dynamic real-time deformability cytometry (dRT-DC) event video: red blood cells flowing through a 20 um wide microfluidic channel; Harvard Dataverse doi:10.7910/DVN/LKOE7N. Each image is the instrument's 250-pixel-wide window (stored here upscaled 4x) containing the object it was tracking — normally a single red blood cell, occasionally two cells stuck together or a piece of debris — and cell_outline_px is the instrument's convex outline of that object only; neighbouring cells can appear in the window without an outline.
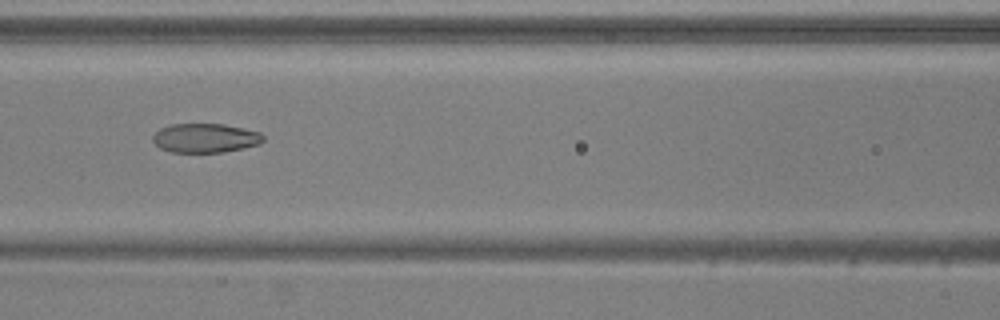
{"species": "common noctule bat (a hibernating species)", "species_latin": "Nyctalus noctula", "temperature_condition": "warm", "stored_images_in_passage": 14, "camera_frame_rate_fps": 3000, "um_per_image_px": 0.085, "animal": {"sex": "male", "body_mass_g": 20.5, "forearm_length_mm": 52.5}, "frame": {"image": 1, "passage_image": 7, "time_ms": 2.0, "image_size_px": [1000, 320], "cell_outline_px": [[264, 140], [260, 144], [224, 152], [172, 152], [160, 148], [152, 140], [152, 136], [160, 128], [172, 124], [224, 124], [244, 128], [260, 132], [264, 136]], "centroid_in_image_um": [17.46, 11.73], "position_along_channel_um": 149.1, "area_um2": 18.79}}
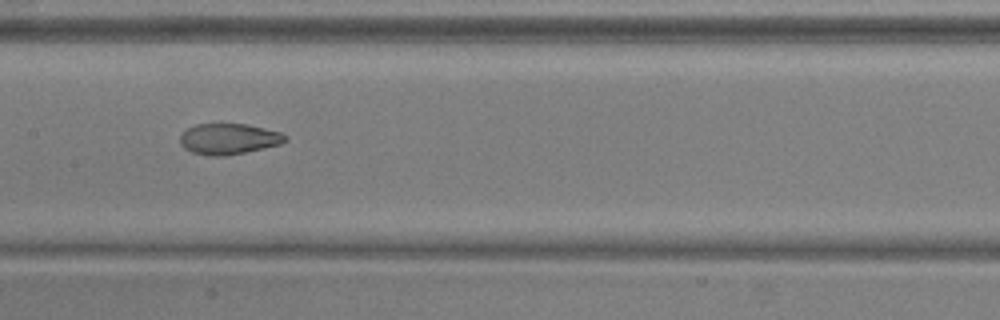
{"frame": {"image": 2, "passage_image": 10, "time_ms": 3.0, "image_size_px": [1000, 320], "cell_outline_px": [[288, 140], [280, 144], [244, 152], [224, 156], [212, 156], [192, 152], [184, 148], [180, 144], [180, 136], [188, 128], [196, 124], [248, 124], [280, 132], [288, 136]], "centroid_in_image_um": [19.45, 11.8], "position_along_channel_um": 188.0, "area_um2": 18.79}}